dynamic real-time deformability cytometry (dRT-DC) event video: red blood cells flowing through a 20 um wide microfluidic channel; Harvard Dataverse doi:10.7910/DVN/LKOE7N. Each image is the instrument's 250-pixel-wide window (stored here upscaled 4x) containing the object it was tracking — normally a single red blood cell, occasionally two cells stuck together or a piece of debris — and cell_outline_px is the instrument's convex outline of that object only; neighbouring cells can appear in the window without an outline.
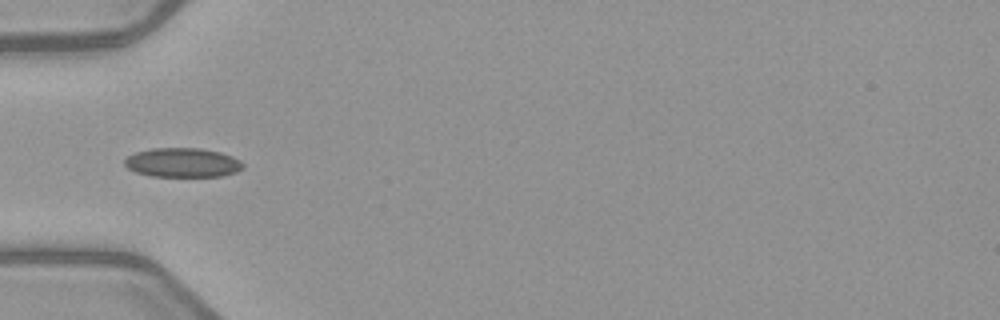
{"species": "common noctule bat (a hibernating species)", "species_latin": "Nyctalus noctula", "temperature_condition": "warm", "stored_images_in_passage": 5, "camera_frame_rate_fps": 3000, "um_per_image_px": 0.085, "animal": {"sex": "female", "body_mass_g": 21.9}, "frame": {"image": 1, "passage_image": 5, "time_ms": 4.667, "image_size_px": [1000, 320], "cell_outline_px": [[244, 168], [236, 172], [224, 176], [152, 176], [136, 172], [128, 168], [124, 164], [124, 160], [128, 156], [136, 152], [152, 148], [200, 148], [220, 152], [232, 156], [240, 160], [244, 164]], "centroid_in_image_um": [15.55, 13.82], "position_along_channel_um": 69.5, "area_um2": 20.23}}